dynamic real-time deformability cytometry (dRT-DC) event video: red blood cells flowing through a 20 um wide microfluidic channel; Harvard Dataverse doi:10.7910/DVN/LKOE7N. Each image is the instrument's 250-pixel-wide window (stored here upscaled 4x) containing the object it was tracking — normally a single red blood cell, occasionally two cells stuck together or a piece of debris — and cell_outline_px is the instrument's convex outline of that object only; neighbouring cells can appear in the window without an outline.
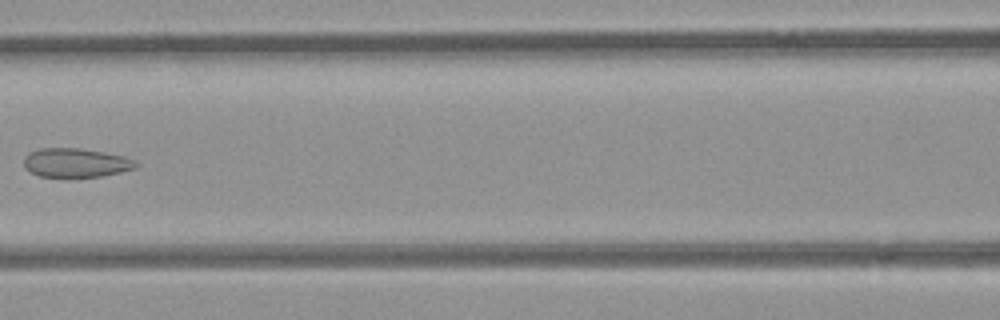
{"species": "common noctule bat (a hibernating species)", "species_latin": "Nyctalus noctula", "temperature_condition": "room temperature", "stored_images_in_passage": 7, "camera_frame_rate_fps": 3000, "um_per_image_px": 0.085, "animal": {"sex": "female", "body_mass_g": 21.9}, "frame": {"image": 1, "passage_image": 6, "time_ms": 5.667, "image_size_px": [1000, 320], "cell_outline_px": [[140, 164], [136, 168], [104, 176], [40, 176], [24, 168], [24, 156], [28, 152], [40, 148], [76, 148], [104, 152], [124, 156], [136, 160]], "centroid_in_image_um": [6.47, 13.82], "position_along_channel_um": 160.1, "area_um2": 18.9}}
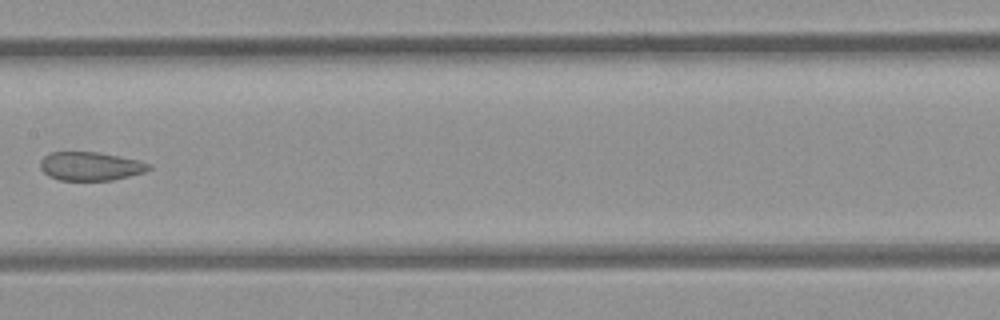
{"frame": {"image": 2, "passage_image": 7, "time_ms": 6.667, "image_size_px": [1000, 320], "cell_outline_px": [[152, 168], [144, 172], [112, 180], [60, 180], [48, 176], [40, 168], [40, 160], [48, 152], [96, 152], [140, 160], [152, 164]], "centroid_in_image_um": [7.69, 14.12], "position_along_channel_um": 199.7, "area_um2": 18.15}}